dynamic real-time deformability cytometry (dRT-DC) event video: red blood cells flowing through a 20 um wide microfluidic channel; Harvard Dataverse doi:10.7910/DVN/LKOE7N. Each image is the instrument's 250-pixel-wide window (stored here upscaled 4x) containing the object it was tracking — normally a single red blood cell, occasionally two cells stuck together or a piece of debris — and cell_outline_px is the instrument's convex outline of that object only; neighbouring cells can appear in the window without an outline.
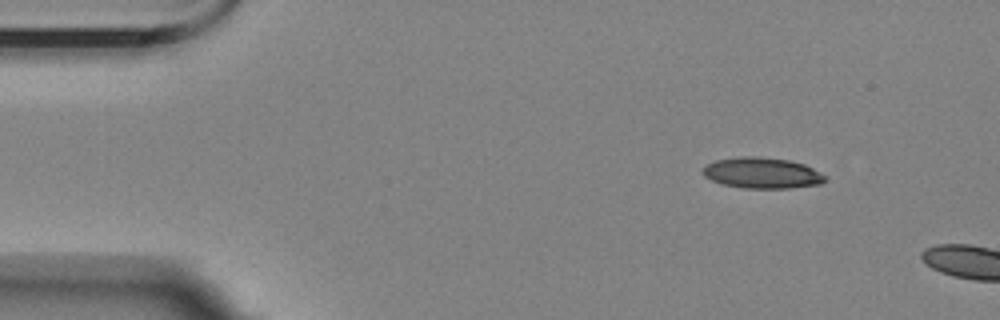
{"species": "Egyptian fruit bat (a non-hibernating species)", "species_latin": "Rousettus aegyptiacus", "temperature_condition": "room temperature", "stored_images_in_passage": 2, "camera_frame_rate_fps": 3000, "um_per_image_px": 0.085, "animal": {"sex": "female"}, "frame": {"image": 1, "passage_image": 1, "time_ms": 0.0, "image_size_px": [1000, 320], "cell_outline_px": [[828, 180], [820, 184], [788, 188], [744, 188], [720, 184], [704, 176], [704, 168], [708, 164], [716, 160], [744, 156], [756, 156], [788, 160], [804, 164], [828, 176]], "centroid_in_image_um": [64.82, 14.71], "position_along_channel_um": 20.2, "area_um2": 21.96}}